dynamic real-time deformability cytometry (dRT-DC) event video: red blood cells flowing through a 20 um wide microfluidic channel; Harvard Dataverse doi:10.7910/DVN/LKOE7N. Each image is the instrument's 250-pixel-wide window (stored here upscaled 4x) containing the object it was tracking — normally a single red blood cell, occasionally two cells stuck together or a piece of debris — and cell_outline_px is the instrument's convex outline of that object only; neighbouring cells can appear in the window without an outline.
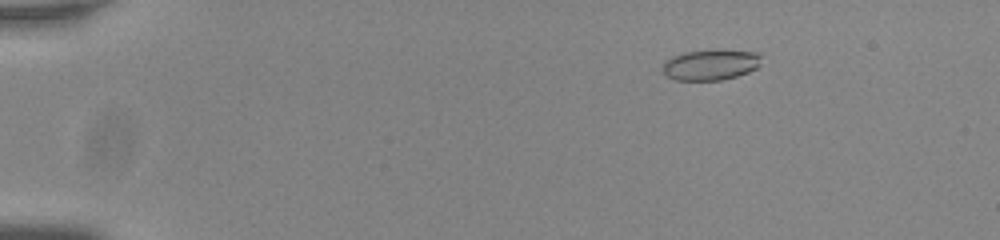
{"species": "common noctule bat (a hibernating species)", "species_latin": "Nyctalus noctula", "temperature_condition": "room temperature", "stored_images_in_passage": 57, "camera_frame_rate_fps": 3000, "um_per_image_px": 0.085, "animal": {"sex": "male", "body_mass_g": 20.0, "forearm_length_mm": 53.3}, "frame": {"image": 1, "passage_image": 10, "time_ms": 3.0, "image_size_px": [1000, 240], "cell_outline_px": [[760, 64], [756, 68], [748, 72], [736, 76], [720, 80], [676, 80], [668, 76], [660, 68], [672, 56], [684, 52], [712, 48], [720, 48], [756, 52], [760, 56]], "centroid_in_image_um": [60.41, 5.47], "position_along_channel_um": 24.6, "area_um2": 17.98}}
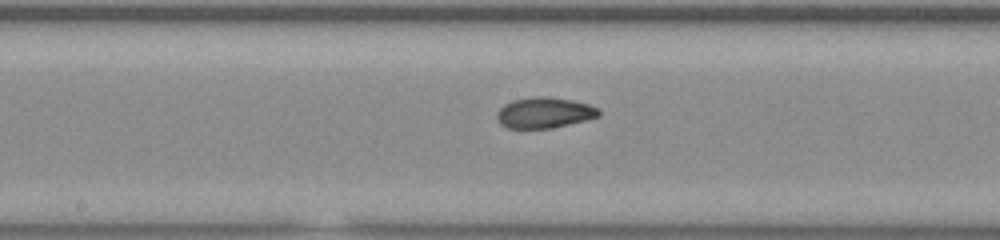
{"frame": {"image": 2, "passage_image": 32, "time_ms": 10.333, "image_size_px": [1000, 240], "cell_outline_px": [[600, 116], [588, 120], [552, 128], [508, 128], [500, 124], [496, 120], [496, 112], [504, 104], [512, 100], [532, 96], [548, 96], [572, 100], [588, 104], [600, 108]], "centroid_in_image_um": [46.27, 9.57], "position_along_channel_um": 201.9, "area_um2": 18.61}}
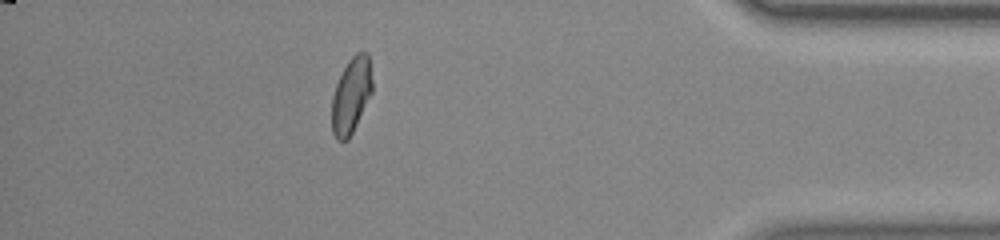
{"frame": {"image": 3, "passage_image": 51, "time_ms": 16.667, "image_size_px": [1000, 240], "cell_outline_px": [[372, 92], [348, 140], [336, 140], [332, 132], [332, 96], [336, 84], [348, 60], [356, 52], [368, 52], [372, 80]], "centroid_in_image_um": [29.84, 8.09], "position_along_channel_um": 405.4, "area_um2": 17.69}, "authors_computed_cell_mechanics": {"area_um2": 18.1492, "velocity_mm_per_s": 3.7841, "shape_relaxation_time_tau1_ms": null, "shape_relaxation_time_tau2_ms": 1.1467, "deformation_change_tau1": null, "deformation_change_tau2": 0.0513}}